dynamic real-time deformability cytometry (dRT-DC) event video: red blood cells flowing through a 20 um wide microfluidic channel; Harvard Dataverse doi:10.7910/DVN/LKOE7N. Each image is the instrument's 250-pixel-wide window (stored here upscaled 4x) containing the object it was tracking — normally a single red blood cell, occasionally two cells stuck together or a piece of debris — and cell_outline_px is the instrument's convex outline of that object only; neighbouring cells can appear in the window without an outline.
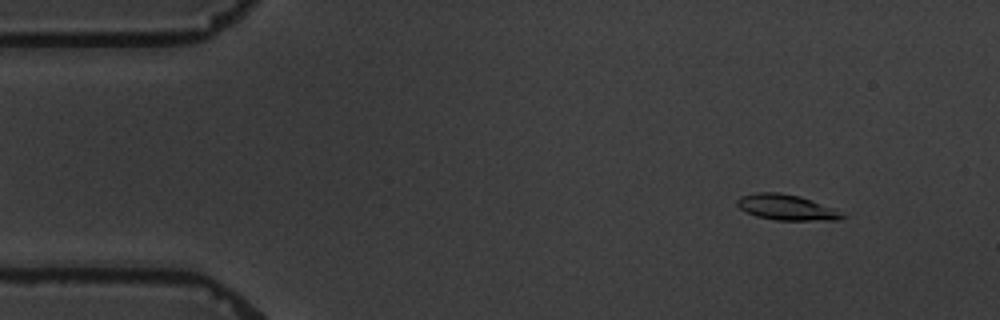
{"species": "common noctule bat (a hibernating species)", "species_latin": "Nyctalus noctula", "temperature_condition": "warm", "stored_images_in_passage": 5, "camera_frame_rate_fps": 3000, "um_per_image_px": 0.085, "animal": {"sex": "male", "body_mass_g": 19.5, "forearm_length_mm": 54.6}, "frame": {"image": 1, "passage_image": 2, "time_ms": 1.0, "image_size_px": [1000, 320], "cell_outline_px": [[844, 216], [840, 220], [776, 220], [756, 216], [740, 208], [736, 204], [736, 200], [740, 196], [756, 192], [780, 192], [800, 196], [836, 208]], "centroid_in_image_um": [66.85, 17.61], "position_along_channel_um": 18.2, "area_um2": 15.72}}
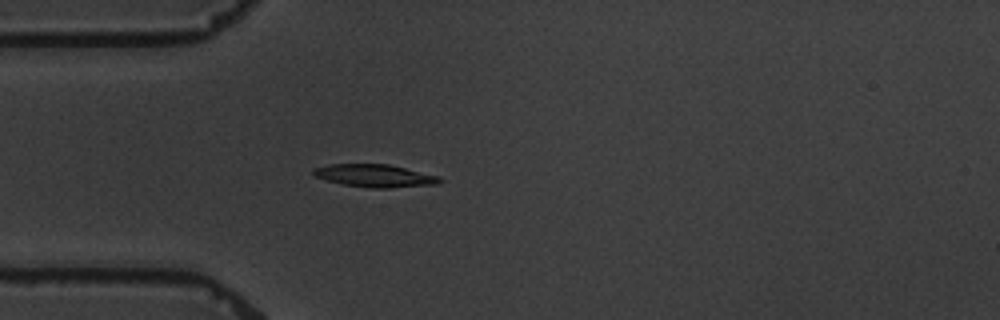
{"frame": {"image": 2, "passage_image": 5, "time_ms": 4.333, "image_size_px": [1000, 320], "cell_outline_px": [[444, 180], [440, 184], [388, 188], [372, 188], [344, 184], [312, 176], [312, 168], [328, 164], [388, 164], [440, 176]], "centroid_in_image_um": [31.88, 14.93], "position_along_channel_um": 53.1, "area_um2": 16.82}}